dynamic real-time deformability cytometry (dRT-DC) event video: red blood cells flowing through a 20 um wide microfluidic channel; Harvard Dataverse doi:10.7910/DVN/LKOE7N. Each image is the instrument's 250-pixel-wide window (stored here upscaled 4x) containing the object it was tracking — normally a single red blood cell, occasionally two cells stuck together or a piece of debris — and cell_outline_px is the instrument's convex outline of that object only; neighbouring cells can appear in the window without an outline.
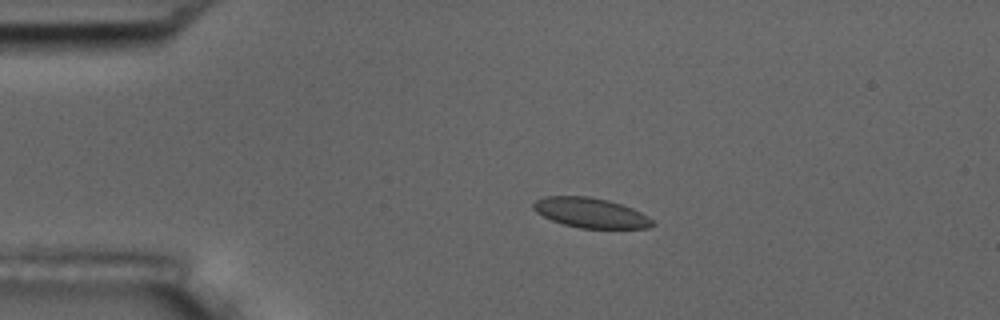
{"species": "common noctule bat (a hibernating species)", "species_latin": "Nyctalus noctula", "temperature_condition": "room temperature", "stored_images_in_passage": 5, "camera_frame_rate_fps": 3000, "um_per_image_px": 0.085, "animal": {"sex": "male", "body_mass_g": 17.5, "forearm_length_mm": 52.3}, "frame": {"image": 1, "passage_image": 3, "time_ms": 2.333, "image_size_px": [1000, 320], "cell_outline_px": [[656, 224], [648, 228], [580, 228], [564, 224], [552, 220], [536, 212], [532, 208], [532, 204], [536, 200], [544, 196], [588, 196], [608, 200], [632, 208], [640, 212], [652, 220]], "centroid_in_image_um": [50.18, 18.08], "position_along_channel_um": 34.8, "area_um2": 20.63}}